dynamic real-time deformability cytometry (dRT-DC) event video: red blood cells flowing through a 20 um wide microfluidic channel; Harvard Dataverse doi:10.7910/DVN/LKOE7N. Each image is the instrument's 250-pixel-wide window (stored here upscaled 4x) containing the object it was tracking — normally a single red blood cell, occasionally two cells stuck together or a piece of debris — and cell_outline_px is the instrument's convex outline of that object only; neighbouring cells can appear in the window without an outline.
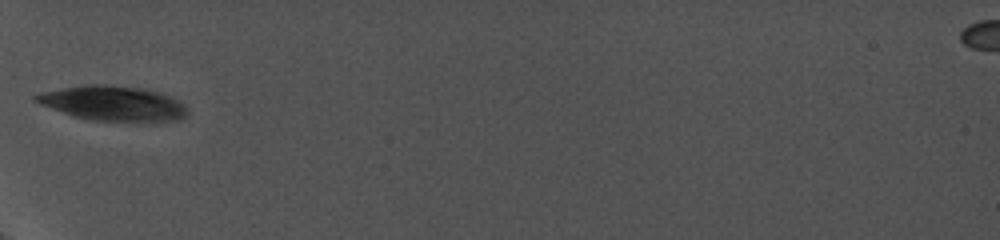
{"species": "common noctule bat (a hibernating species)", "species_latin": "Nyctalus noctula", "temperature_condition": "cold", "stored_images_in_passage": 20, "camera_frame_rate_fps": 5000, "um_per_image_px": 0.085, "animal": {"sex": "female", "body_mass_g": 19.0, "forearm_length_mm": 56.7}, "frame": {"image": 1, "passage_image": 1, "time_ms": 0.0, "image_size_px": [1000, 240], "cell_outline_px": [[188, 112], [180, 120], [156, 124], [148, 124], [96, 120], [76, 116], [40, 104], [32, 100], [32, 96], [40, 92], [60, 88], [84, 84], [104, 84], [144, 88], [180, 100], [188, 108]], "centroid_in_image_um": [9.68, 8.81], "position_along_channel_um": 75.3, "area_um2": 31.62}}